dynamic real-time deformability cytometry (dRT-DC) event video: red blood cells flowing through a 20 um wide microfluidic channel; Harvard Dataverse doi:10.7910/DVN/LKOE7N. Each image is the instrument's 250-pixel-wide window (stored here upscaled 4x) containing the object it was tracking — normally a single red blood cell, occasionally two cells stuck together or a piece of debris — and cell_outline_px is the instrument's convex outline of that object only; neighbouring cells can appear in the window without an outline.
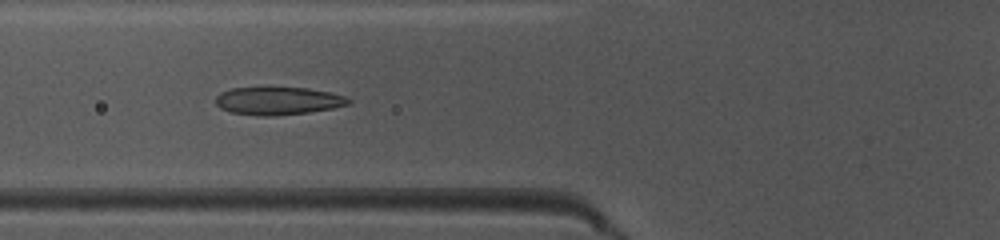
{"species": "common noctule bat (a hibernating species)", "species_latin": "Nyctalus noctula", "temperature_condition": "warm", "stored_images_in_passage": 38, "camera_frame_rate_fps": 3000, "um_per_image_px": 0.085, "animal": {"sex": "female", "body_mass_g": 10.0, "forearm_length_mm": 53.1}, "frame": {"image": 1, "passage_image": 7, "time_ms": 2.0, "image_size_px": [1000, 240], "cell_outline_px": [[352, 100], [348, 104], [332, 108], [308, 112], [272, 116], [260, 116], [232, 112], [220, 108], [216, 104], [216, 96], [220, 92], [232, 88], [308, 88], [328, 92], [344, 96]], "centroid_in_image_um": [23.61, 8.57], "position_along_channel_um": 102.2, "area_um2": 21.27}}
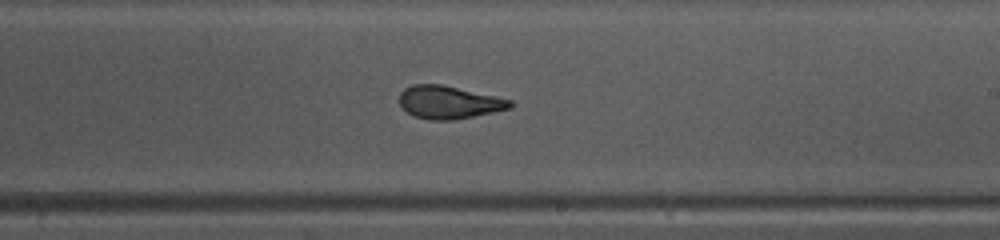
{"frame": {"image": 2, "passage_image": 18, "time_ms": 5.667, "image_size_px": [1000, 240], "cell_outline_px": [[512, 108], [452, 120], [428, 120], [412, 116], [400, 104], [400, 92], [404, 88], [412, 84], [440, 84], [512, 100]], "centroid_in_image_um": [38.12, 8.7], "position_along_channel_um": 250.9, "area_um2": 20.98}}
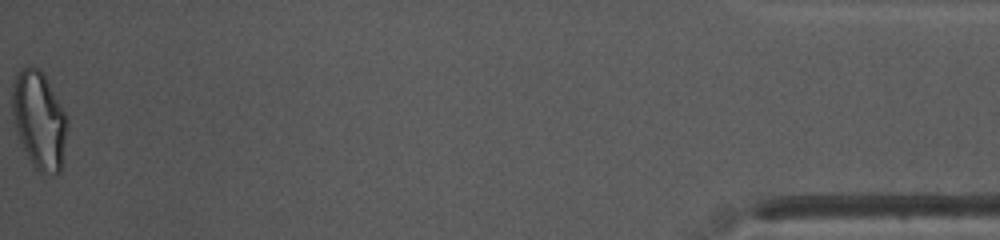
{"frame": {"image": 3, "passage_image": 38, "time_ms": 12.333, "image_size_px": [1000, 240], "cell_outline_px": [[68, 120], [60, 172], [40, 172], [32, 164], [20, 140], [16, 128], [12, 112], [12, 84], [20, 68], [28, 64], [32, 64], [40, 68], [64, 112]], "centroid_in_image_um": [3.3, 10.13], "position_along_channel_um": 431.9, "area_um2": 30.69}, "authors_computed_cell_mechanics": {"area_um2": 21.7039, "velocity_mm_per_s": 4.0307, "shape_relaxation_time_tau1_ms": 3.4437, "shape_relaxation_time_tau2_ms": 1.1941, "deformation_change_tau1": 0.1518, "deformation_change_tau2": 0.0916}}